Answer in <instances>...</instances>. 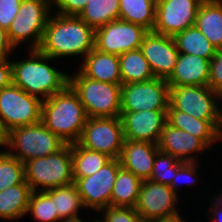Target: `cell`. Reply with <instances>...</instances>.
I'll use <instances>...</instances> for the list:
<instances>
[{
  "label": "cell",
  "mask_w": 222,
  "mask_h": 222,
  "mask_svg": "<svg viewBox=\"0 0 222 222\" xmlns=\"http://www.w3.org/2000/svg\"><path fill=\"white\" fill-rule=\"evenodd\" d=\"M54 14L48 20L38 50L53 59L78 55L84 58L94 49L95 30L79 16Z\"/></svg>",
  "instance_id": "obj_1"
},
{
  "label": "cell",
  "mask_w": 222,
  "mask_h": 222,
  "mask_svg": "<svg viewBox=\"0 0 222 222\" xmlns=\"http://www.w3.org/2000/svg\"><path fill=\"white\" fill-rule=\"evenodd\" d=\"M87 119L79 96L69 84L42 101L41 122L66 144L79 141Z\"/></svg>",
  "instance_id": "obj_2"
},
{
  "label": "cell",
  "mask_w": 222,
  "mask_h": 222,
  "mask_svg": "<svg viewBox=\"0 0 222 222\" xmlns=\"http://www.w3.org/2000/svg\"><path fill=\"white\" fill-rule=\"evenodd\" d=\"M26 59L11 61L12 84L30 95L48 99L69 84V74L61 73L47 61L54 60L38 49H30Z\"/></svg>",
  "instance_id": "obj_3"
},
{
  "label": "cell",
  "mask_w": 222,
  "mask_h": 222,
  "mask_svg": "<svg viewBox=\"0 0 222 222\" xmlns=\"http://www.w3.org/2000/svg\"><path fill=\"white\" fill-rule=\"evenodd\" d=\"M69 85L79 96L88 118L120 117L122 84L90 79L78 69L69 75Z\"/></svg>",
  "instance_id": "obj_4"
},
{
  "label": "cell",
  "mask_w": 222,
  "mask_h": 222,
  "mask_svg": "<svg viewBox=\"0 0 222 222\" xmlns=\"http://www.w3.org/2000/svg\"><path fill=\"white\" fill-rule=\"evenodd\" d=\"M24 167L25 181L32 191H47L70 185L74 183L72 144H65L49 156L28 160Z\"/></svg>",
  "instance_id": "obj_5"
},
{
  "label": "cell",
  "mask_w": 222,
  "mask_h": 222,
  "mask_svg": "<svg viewBox=\"0 0 222 222\" xmlns=\"http://www.w3.org/2000/svg\"><path fill=\"white\" fill-rule=\"evenodd\" d=\"M66 143L50 131L42 122L18 126L6 133L7 152L23 164L28 160L49 156ZM18 151L14 152L13 150ZM12 150V151H11Z\"/></svg>",
  "instance_id": "obj_6"
},
{
  "label": "cell",
  "mask_w": 222,
  "mask_h": 222,
  "mask_svg": "<svg viewBox=\"0 0 222 222\" xmlns=\"http://www.w3.org/2000/svg\"><path fill=\"white\" fill-rule=\"evenodd\" d=\"M51 0H22L19 12L7 30L10 43L19 47L29 40L30 49H38L52 13ZM21 43V44H20Z\"/></svg>",
  "instance_id": "obj_7"
},
{
  "label": "cell",
  "mask_w": 222,
  "mask_h": 222,
  "mask_svg": "<svg viewBox=\"0 0 222 222\" xmlns=\"http://www.w3.org/2000/svg\"><path fill=\"white\" fill-rule=\"evenodd\" d=\"M42 100L13 84L0 89V126L5 133L41 122Z\"/></svg>",
  "instance_id": "obj_8"
},
{
  "label": "cell",
  "mask_w": 222,
  "mask_h": 222,
  "mask_svg": "<svg viewBox=\"0 0 222 222\" xmlns=\"http://www.w3.org/2000/svg\"><path fill=\"white\" fill-rule=\"evenodd\" d=\"M218 100L220 95L209 86H169L168 109L185 112L197 119L221 121Z\"/></svg>",
  "instance_id": "obj_9"
},
{
  "label": "cell",
  "mask_w": 222,
  "mask_h": 222,
  "mask_svg": "<svg viewBox=\"0 0 222 222\" xmlns=\"http://www.w3.org/2000/svg\"><path fill=\"white\" fill-rule=\"evenodd\" d=\"M124 141L120 117H93L87 119L78 143L111 159H119Z\"/></svg>",
  "instance_id": "obj_10"
},
{
  "label": "cell",
  "mask_w": 222,
  "mask_h": 222,
  "mask_svg": "<svg viewBox=\"0 0 222 222\" xmlns=\"http://www.w3.org/2000/svg\"><path fill=\"white\" fill-rule=\"evenodd\" d=\"M169 85L165 79L122 85L121 112L168 110Z\"/></svg>",
  "instance_id": "obj_11"
},
{
  "label": "cell",
  "mask_w": 222,
  "mask_h": 222,
  "mask_svg": "<svg viewBox=\"0 0 222 222\" xmlns=\"http://www.w3.org/2000/svg\"><path fill=\"white\" fill-rule=\"evenodd\" d=\"M149 31L143 26L114 20L95 29L94 48L103 53L121 55L140 48Z\"/></svg>",
  "instance_id": "obj_12"
},
{
  "label": "cell",
  "mask_w": 222,
  "mask_h": 222,
  "mask_svg": "<svg viewBox=\"0 0 222 222\" xmlns=\"http://www.w3.org/2000/svg\"><path fill=\"white\" fill-rule=\"evenodd\" d=\"M120 168L119 159H111L96 174L73 178L85 208L99 212L110 206L111 193Z\"/></svg>",
  "instance_id": "obj_13"
},
{
  "label": "cell",
  "mask_w": 222,
  "mask_h": 222,
  "mask_svg": "<svg viewBox=\"0 0 222 222\" xmlns=\"http://www.w3.org/2000/svg\"><path fill=\"white\" fill-rule=\"evenodd\" d=\"M203 0H157L153 32L174 37L194 26Z\"/></svg>",
  "instance_id": "obj_14"
},
{
  "label": "cell",
  "mask_w": 222,
  "mask_h": 222,
  "mask_svg": "<svg viewBox=\"0 0 222 222\" xmlns=\"http://www.w3.org/2000/svg\"><path fill=\"white\" fill-rule=\"evenodd\" d=\"M168 185L144 180L135 206L136 212L144 221H154L163 217L178 214L176 210L177 196Z\"/></svg>",
  "instance_id": "obj_15"
},
{
  "label": "cell",
  "mask_w": 222,
  "mask_h": 222,
  "mask_svg": "<svg viewBox=\"0 0 222 222\" xmlns=\"http://www.w3.org/2000/svg\"><path fill=\"white\" fill-rule=\"evenodd\" d=\"M155 78L167 80L174 71L179 51L173 37L149 31L139 48Z\"/></svg>",
  "instance_id": "obj_16"
},
{
  "label": "cell",
  "mask_w": 222,
  "mask_h": 222,
  "mask_svg": "<svg viewBox=\"0 0 222 222\" xmlns=\"http://www.w3.org/2000/svg\"><path fill=\"white\" fill-rule=\"evenodd\" d=\"M120 119L125 140L158 144L167 123V110L121 112Z\"/></svg>",
  "instance_id": "obj_17"
},
{
  "label": "cell",
  "mask_w": 222,
  "mask_h": 222,
  "mask_svg": "<svg viewBox=\"0 0 222 222\" xmlns=\"http://www.w3.org/2000/svg\"><path fill=\"white\" fill-rule=\"evenodd\" d=\"M158 149L164 153L174 156L177 160L183 162H197V152L209 148L200 138L177 129L166 123L162 129L158 142ZM196 153L197 155L193 154Z\"/></svg>",
  "instance_id": "obj_18"
},
{
  "label": "cell",
  "mask_w": 222,
  "mask_h": 222,
  "mask_svg": "<svg viewBox=\"0 0 222 222\" xmlns=\"http://www.w3.org/2000/svg\"><path fill=\"white\" fill-rule=\"evenodd\" d=\"M158 151L157 144L125 140L119 157L121 167L142 181L149 180Z\"/></svg>",
  "instance_id": "obj_19"
},
{
  "label": "cell",
  "mask_w": 222,
  "mask_h": 222,
  "mask_svg": "<svg viewBox=\"0 0 222 222\" xmlns=\"http://www.w3.org/2000/svg\"><path fill=\"white\" fill-rule=\"evenodd\" d=\"M209 77L210 60L179 53L174 71L166 81L169 86H208Z\"/></svg>",
  "instance_id": "obj_20"
},
{
  "label": "cell",
  "mask_w": 222,
  "mask_h": 222,
  "mask_svg": "<svg viewBox=\"0 0 222 222\" xmlns=\"http://www.w3.org/2000/svg\"><path fill=\"white\" fill-rule=\"evenodd\" d=\"M167 123L200 138L208 147L222 140L221 121H205L176 109H168Z\"/></svg>",
  "instance_id": "obj_21"
},
{
  "label": "cell",
  "mask_w": 222,
  "mask_h": 222,
  "mask_svg": "<svg viewBox=\"0 0 222 222\" xmlns=\"http://www.w3.org/2000/svg\"><path fill=\"white\" fill-rule=\"evenodd\" d=\"M79 70L88 78L114 84H122L119 56L93 49L88 53Z\"/></svg>",
  "instance_id": "obj_22"
},
{
  "label": "cell",
  "mask_w": 222,
  "mask_h": 222,
  "mask_svg": "<svg viewBox=\"0 0 222 222\" xmlns=\"http://www.w3.org/2000/svg\"><path fill=\"white\" fill-rule=\"evenodd\" d=\"M195 25L217 49L222 48V3L203 0Z\"/></svg>",
  "instance_id": "obj_23"
},
{
  "label": "cell",
  "mask_w": 222,
  "mask_h": 222,
  "mask_svg": "<svg viewBox=\"0 0 222 222\" xmlns=\"http://www.w3.org/2000/svg\"><path fill=\"white\" fill-rule=\"evenodd\" d=\"M31 192L26 181L0 191V218L17 220L26 215Z\"/></svg>",
  "instance_id": "obj_24"
},
{
  "label": "cell",
  "mask_w": 222,
  "mask_h": 222,
  "mask_svg": "<svg viewBox=\"0 0 222 222\" xmlns=\"http://www.w3.org/2000/svg\"><path fill=\"white\" fill-rule=\"evenodd\" d=\"M142 182L131 171L121 167L114 182L110 206L135 208Z\"/></svg>",
  "instance_id": "obj_25"
},
{
  "label": "cell",
  "mask_w": 222,
  "mask_h": 222,
  "mask_svg": "<svg viewBox=\"0 0 222 222\" xmlns=\"http://www.w3.org/2000/svg\"><path fill=\"white\" fill-rule=\"evenodd\" d=\"M157 0H119V19L153 31Z\"/></svg>",
  "instance_id": "obj_26"
},
{
  "label": "cell",
  "mask_w": 222,
  "mask_h": 222,
  "mask_svg": "<svg viewBox=\"0 0 222 222\" xmlns=\"http://www.w3.org/2000/svg\"><path fill=\"white\" fill-rule=\"evenodd\" d=\"M122 85L151 80L154 74L140 49L119 55Z\"/></svg>",
  "instance_id": "obj_27"
},
{
  "label": "cell",
  "mask_w": 222,
  "mask_h": 222,
  "mask_svg": "<svg viewBox=\"0 0 222 222\" xmlns=\"http://www.w3.org/2000/svg\"><path fill=\"white\" fill-rule=\"evenodd\" d=\"M173 38L177 50L182 54L196 55L211 60L217 50L196 25L176 34Z\"/></svg>",
  "instance_id": "obj_28"
},
{
  "label": "cell",
  "mask_w": 222,
  "mask_h": 222,
  "mask_svg": "<svg viewBox=\"0 0 222 222\" xmlns=\"http://www.w3.org/2000/svg\"><path fill=\"white\" fill-rule=\"evenodd\" d=\"M111 158L103 153L72 143L73 178H84L96 174Z\"/></svg>",
  "instance_id": "obj_29"
},
{
  "label": "cell",
  "mask_w": 222,
  "mask_h": 222,
  "mask_svg": "<svg viewBox=\"0 0 222 222\" xmlns=\"http://www.w3.org/2000/svg\"><path fill=\"white\" fill-rule=\"evenodd\" d=\"M79 17L95 30L119 19V0H89Z\"/></svg>",
  "instance_id": "obj_30"
},
{
  "label": "cell",
  "mask_w": 222,
  "mask_h": 222,
  "mask_svg": "<svg viewBox=\"0 0 222 222\" xmlns=\"http://www.w3.org/2000/svg\"><path fill=\"white\" fill-rule=\"evenodd\" d=\"M50 190L54 193V207L60 220L76 217L79 208H85L74 183Z\"/></svg>",
  "instance_id": "obj_31"
},
{
  "label": "cell",
  "mask_w": 222,
  "mask_h": 222,
  "mask_svg": "<svg viewBox=\"0 0 222 222\" xmlns=\"http://www.w3.org/2000/svg\"><path fill=\"white\" fill-rule=\"evenodd\" d=\"M38 192H31L27 214L31 213L34 219L39 222L61 221L55 211L54 193L51 190Z\"/></svg>",
  "instance_id": "obj_32"
},
{
  "label": "cell",
  "mask_w": 222,
  "mask_h": 222,
  "mask_svg": "<svg viewBox=\"0 0 222 222\" xmlns=\"http://www.w3.org/2000/svg\"><path fill=\"white\" fill-rule=\"evenodd\" d=\"M25 181L24 164L5 149L0 151V191Z\"/></svg>",
  "instance_id": "obj_33"
},
{
  "label": "cell",
  "mask_w": 222,
  "mask_h": 222,
  "mask_svg": "<svg viewBox=\"0 0 222 222\" xmlns=\"http://www.w3.org/2000/svg\"><path fill=\"white\" fill-rule=\"evenodd\" d=\"M183 163L170 154L158 151L149 180L170 186Z\"/></svg>",
  "instance_id": "obj_34"
},
{
  "label": "cell",
  "mask_w": 222,
  "mask_h": 222,
  "mask_svg": "<svg viewBox=\"0 0 222 222\" xmlns=\"http://www.w3.org/2000/svg\"><path fill=\"white\" fill-rule=\"evenodd\" d=\"M105 212V222H143L142 217L136 212L135 208L108 206L99 212Z\"/></svg>",
  "instance_id": "obj_35"
},
{
  "label": "cell",
  "mask_w": 222,
  "mask_h": 222,
  "mask_svg": "<svg viewBox=\"0 0 222 222\" xmlns=\"http://www.w3.org/2000/svg\"><path fill=\"white\" fill-rule=\"evenodd\" d=\"M208 86L222 94V48L216 50L214 57L210 60V77Z\"/></svg>",
  "instance_id": "obj_36"
},
{
  "label": "cell",
  "mask_w": 222,
  "mask_h": 222,
  "mask_svg": "<svg viewBox=\"0 0 222 222\" xmlns=\"http://www.w3.org/2000/svg\"><path fill=\"white\" fill-rule=\"evenodd\" d=\"M198 164V165H197ZM199 163L198 162H184L178 169H177V175L176 177L174 178V180L172 181L170 187L172 188V190L177 194V187L179 184L177 183H180V181L182 180V182L186 181L187 179H190L191 177H193V179H190V183H187L191 186V185H194L195 182H197V179L198 178V174H197V168H198ZM190 177V178H189ZM196 177V178H195ZM180 180V181H179ZM185 182V183H186ZM184 183V184H185Z\"/></svg>",
  "instance_id": "obj_37"
},
{
  "label": "cell",
  "mask_w": 222,
  "mask_h": 222,
  "mask_svg": "<svg viewBox=\"0 0 222 222\" xmlns=\"http://www.w3.org/2000/svg\"><path fill=\"white\" fill-rule=\"evenodd\" d=\"M22 0H0V25L8 30L19 12Z\"/></svg>",
  "instance_id": "obj_38"
},
{
  "label": "cell",
  "mask_w": 222,
  "mask_h": 222,
  "mask_svg": "<svg viewBox=\"0 0 222 222\" xmlns=\"http://www.w3.org/2000/svg\"><path fill=\"white\" fill-rule=\"evenodd\" d=\"M52 2L56 5L58 14L79 16L89 0H52Z\"/></svg>",
  "instance_id": "obj_39"
},
{
  "label": "cell",
  "mask_w": 222,
  "mask_h": 222,
  "mask_svg": "<svg viewBox=\"0 0 222 222\" xmlns=\"http://www.w3.org/2000/svg\"><path fill=\"white\" fill-rule=\"evenodd\" d=\"M11 59L0 58V89L12 84V65Z\"/></svg>",
  "instance_id": "obj_40"
},
{
  "label": "cell",
  "mask_w": 222,
  "mask_h": 222,
  "mask_svg": "<svg viewBox=\"0 0 222 222\" xmlns=\"http://www.w3.org/2000/svg\"><path fill=\"white\" fill-rule=\"evenodd\" d=\"M14 49L9 41L7 30L0 25V58H9V53Z\"/></svg>",
  "instance_id": "obj_41"
},
{
  "label": "cell",
  "mask_w": 222,
  "mask_h": 222,
  "mask_svg": "<svg viewBox=\"0 0 222 222\" xmlns=\"http://www.w3.org/2000/svg\"><path fill=\"white\" fill-rule=\"evenodd\" d=\"M209 213L212 215V222H222V210L218 209L212 202L210 203ZM219 210V211H218Z\"/></svg>",
  "instance_id": "obj_42"
},
{
  "label": "cell",
  "mask_w": 222,
  "mask_h": 222,
  "mask_svg": "<svg viewBox=\"0 0 222 222\" xmlns=\"http://www.w3.org/2000/svg\"><path fill=\"white\" fill-rule=\"evenodd\" d=\"M181 214H176L169 217H163L158 220H154L152 222H186L185 220H182Z\"/></svg>",
  "instance_id": "obj_43"
},
{
  "label": "cell",
  "mask_w": 222,
  "mask_h": 222,
  "mask_svg": "<svg viewBox=\"0 0 222 222\" xmlns=\"http://www.w3.org/2000/svg\"><path fill=\"white\" fill-rule=\"evenodd\" d=\"M222 191V189H221ZM212 203L220 210H222V193H220L217 197H214Z\"/></svg>",
  "instance_id": "obj_44"
},
{
  "label": "cell",
  "mask_w": 222,
  "mask_h": 222,
  "mask_svg": "<svg viewBox=\"0 0 222 222\" xmlns=\"http://www.w3.org/2000/svg\"><path fill=\"white\" fill-rule=\"evenodd\" d=\"M5 144H6V133L2 130L0 126V146L5 147Z\"/></svg>",
  "instance_id": "obj_45"
},
{
  "label": "cell",
  "mask_w": 222,
  "mask_h": 222,
  "mask_svg": "<svg viewBox=\"0 0 222 222\" xmlns=\"http://www.w3.org/2000/svg\"><path fill=\"white\" fill-rule=\"evenodd\" d=\"M60 222H85L79 216L72 217V218H67V219H62Z\"/></svg>",
  "instance_id": "obj_46"
},
{
  "label": "cell",
  "mask_w": 222,
  "mask_h": 222,
  "mask_svg": "<svg viewBox=\"0 0 222 222\" xmlns=\"http://www.w3.org/2000/svg\"><path fill=\"white\" fill-rule=\"evenodd\" d=\"M220 100H222V94H220ZM222 106V105H221ZM220 119H221V121H222V109H220Z\"/></svg>",
  "instance_id": "obj_47"
},
{
  "label": "cell",
  "mask_w": 222,
  "mask_h": 222,
  "mask_svg": "<svg viewBox=\"0 0 222 222\" xmlns=\"http://www.w3.org/2000/svg\"><path fill=\"white\" fill-rule=\"evenodd\" d=\"M206 1H210V2H220V3H222V0H206Z\"/></svg>",
  "instance_id": "obj_48"
},
{
  "label": "cell",
  "mask_w": 222,
  "mask_h": 222,
  "mask_svg": "<svg viewBox=\"0 0 222 222\" xmlns=\"http://www.w3.org/2000/svg\"><path fill=\"white\" fill-rule=\"evenodd\" d=\"M92 222H105V221H104L103 219H102V220H98V219L96 220V219H95V220L92 221Z\"/></svg>",
  "instance_id": "obj_49"
}]
</instances>
